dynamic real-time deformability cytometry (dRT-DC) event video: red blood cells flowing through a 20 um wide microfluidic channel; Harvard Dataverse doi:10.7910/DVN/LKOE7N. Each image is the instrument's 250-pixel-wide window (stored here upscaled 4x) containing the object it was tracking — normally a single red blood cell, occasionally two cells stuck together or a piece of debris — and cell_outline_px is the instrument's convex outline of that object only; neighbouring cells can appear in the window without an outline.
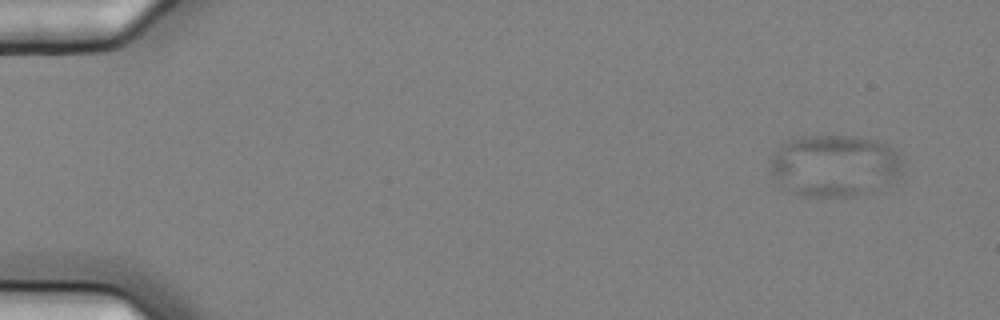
{"species": "common noctule bat (a hibernating species)", "species_latin": "Nyctalus noctula", "temperature_condition": "cold", "stored_images_in_passage": 5, "segment_of_instrument_passage": [1, 2], "camera_frame_rate_fps": 3000, "um_per_image_px": 0.085, "animal": {"sex": "female", "body_mass_g": 25.1}, "frame": {"image": 1, "passage_image": 1, "time_ms": 0.0, "image_size_px": [1000, 320], "cell_outline_px": [[900, 172], [888, 180], [864, 192], [852, 196], [800, 196], [792, 192], [772, 172], [772, 156], [784, 144], [800, 136], [860, 136], [876, 140], [888, 144], [900, 156]], "centroid_in_image_um": [70.93, 14.03], "position_along_channel_um": 14.1, "area_um2": 46.07}}